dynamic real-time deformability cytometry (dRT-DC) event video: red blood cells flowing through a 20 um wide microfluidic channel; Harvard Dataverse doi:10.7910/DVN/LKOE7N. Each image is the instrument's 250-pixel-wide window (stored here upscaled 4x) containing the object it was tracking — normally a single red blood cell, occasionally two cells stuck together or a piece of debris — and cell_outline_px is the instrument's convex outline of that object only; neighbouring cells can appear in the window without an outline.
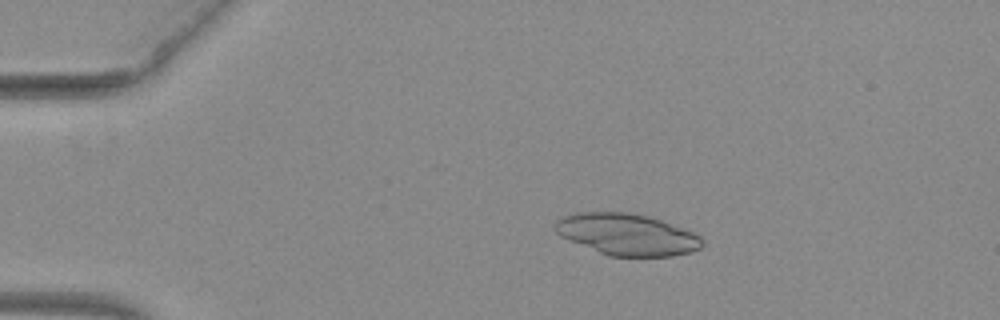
{"species": "common noctule bat (a hibernating species)", "species_latin": "Nyctalus noctula", "temperature_condition": "warm", "stored_images_in_passage": 20, "camera_frame_rate_fps": 3000, "um_per_image_px": 0.085, "animal": {"sex": "female", "body_mass_g": 29.2, "forearm_length_mm": 56.3}, "frame": {"image": 1, "passage_image": 11, "time_ms": 3.333, "image_size_px": [1000, 320], "cell_outline_px": [[704, 244], [700, 248], [692, 252], [672, 256], [608, 256], [560, 236], [552, 228], [552, 224], [560, 216], [580, 212], [632, 212], [648, 216], [696, 232], [704, 240]], "centroid_in_image_um": [53.29, 19.92], "position_along_channel_um": 31.7, "area_um2": 36.01}}